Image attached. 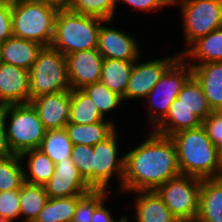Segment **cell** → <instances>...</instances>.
I'll return each mask as SVG.
<instances>
[{"label": "cell", "instance_id": "1", "mask_svg": "<svg viewBox=\"0 0 222 222\" xmlns=\"http://www.w3.org/2000/svg\"><path fill=\"white\" fill-rule=\"evenodd\" d=\"M124 158L121 191L155 190L169 179L181 175L173 140L155 132L124 154Z\"/></svg>", "mask_w": 222, "mask_h": 222}, {"label": "cell", "instance_id": "2", "mask_svg": "<svg viewBox=\"0 0 222 222\" xmlns=\"http://www.w3.org/2000/svg\"><path fill=\"white\" fill-rule=\"evenodd\" d=\"M170 138L176 146L182 175L200 179L222 177V166L217 158L216 147L202 126L181 130Z\"/></svg>", "mask_w": 222, "mask_h": 222}, {"label": "cell", "instance_id": "3", "mask_svg": "<svg viewBox=\"0 0 222 222\" xmlns=\"http://www.w3.org/2000/svg\"><path fill=\"white\" fill-rule=\"evenodd\" d=\"M100 18L75 13L70 9L59 10L55 19L51 47L67 56L71 53L97 49Z\"/></svg>", "mask_w": 222, "mask_h": 222}, {"label": "cell", "instance_id": "4", "mask_svg": "<svg viewBox=\"0 0 222 222\" xmlns=\"http://www.w3.org/2000/svg\"><path fill=\"white\" fill-rule=\"evenodd\" d=\"M58 9L31 0H12L13 36L50 46Z\"/></svg>", "mask_w": 222, "mask_h": 222}, {"label": "cell", "instance_id": "5", "mask_svg": "<svg viewBox=\"0 0 222 222\" xmlns=\"http://www.w3.org/2000/svg\"><path fill=\"white\" fill-rule=\"evenodd\" d=\"M5 121L8 146L13 154L39 148L46 128L31 103L11 104L0 107ZM10 115V124L6 119Z\"/></svg>", "mask_w": 222, "mask_h": 222}, {"label": "cell", "instance_id": "6", "mask_svg": "<svg viewBox=\"0 0 222 222\" xmlns=\"http://www.w3.org/2000/svg\"><path fill=\"white\" fill-rule=\"evenodd\" d=\"M29 87L30 100L71 90L66 56L51 46L43 47L29 70Z\"/></svg>", "mask_w": 222, "mask_h": 222}, {"label": "cell", "instance_id": "7", "mask_svg": "<svg viewBox=\"0 0 222 222\" xmlns=\"http://www.w3.org/2000/svg\"><path fill=\"white\" fill-rule=\"evenodd\" d=\"M202 179L179 175L159 185L155 191L180 221H195L199 214Z\"/></svg>", "mask_w": 222, "mask_h": 222}, {"label": "cell", "instance_id": "8", "mask_svg": "<svg viewBox=\"0 0 222 222\" xmlns=\"http://www.w3.org/2000/svg\"><path fill=\"white\" fill-rule=\"evenodd\" d=\"M185 61L186 60L180 56L164 72L160 80L146 96V98H149L148 102L150 104V122L151 124H155L154 126L166 116L170 105L178 97L187 80L192 76V68Z\"/></svg>", "mask_w": 222, "mask_h": 222}, {"label": "cell", "instance_id": "9", "mask_svg": "<svg viewBox=\"0 0 222 222\" xmlns=\"http://www.w3.org/2000/svg\"><path fill=\"white\" fill-rule=\"evenodd\" d=\"M180 3L186 44L222 27V0H174Z\"/></svg>", "mask_w": 222, "mask_h": 222}, {"label": "cell", "instance_id": "10", "mask_svg": "<svg viewBox=\"0 0 222 222\" xmlns=\"http://www.w3.org/2000/svg\"><path fill=\"white\" fill-rule=\"evenodd\" d=\"M117 131L105 141L93 146L94 190H108V183L117 174L122 187L124 176V155L118 158Z\"/></svg>", "mask_w": 222, "mask_h": 222}, {"label": "cell", "instance_id": "11", "mask_svg": "<svg viewBox=\"0 0 222 222\" xmlns=\"http://www.w3.org/2000/svg\"><path fill=\"white\" fill-rule=\"evenodd\" d=\"M180 57V55H173V57H165L163 59H155L153 61L136 63L132 69L128 86L125 91V99L145 98L151 89L160 80L164 72Z\"/></svg>", "mask_w": 222, "mask_h": 222}, {"label": "cell", "instance_id": "12", "mask_svg": "<svg viewBox=\"0 0 222 222\" xmlns=\"http://www.w3.org/2000/svg\"><path fill=\"white\" fill-rule=\"evenodd\" d=\"M44 188L48 198L84 196L93 190L82 178L71 157L55 163L54 173Z\"/></svg>", "mask_w": 222, "mask_h": 222}, {"label": "cell", "instance_id": "13", "mask_svg": "<svg viewBox=\"0 0 222 222\" xmlns=\"http://www.w3.org/2000/svg\"><path fill=\"white\" fill-rule=\"evenodd\" d=\"M103 57L97 49L77 51L66 56L71 89H83L100 81Z\"/></svg>", "mask_w": 222, "mask_h": 222}, {"label": "cell", "instance_id": "14", "mask_svg": "<svg viewBox=\"0 0 222 222\" xmlns=\"http://www.w3.org/2000/svg\"><path fill=\"white\" fill-rule=\"evenodd\" d=\"M137 40L126 32L109 26H100L97 50L103 58L137 61L140 57Z\"/></svg>", "mask_w": 222, "mask_h": 222}, {"label": "cell", "instance_id": "15", "mask_svg": "<svg viewBox=\"0 0 222 222\" xmlns=\"http://www.w3.org/2000/svg\"><path fill=\"white\" fill-rule=\"evenodd\" d=\"M46 130L62 129L69 122L70 90L45 94L30 100Z\"/></svg>", "mask_w": 222, "mask_h": 222}, {"label": "cell", "instance_id": "16", "mask_svg": "<svg viewBox=\"0 0 222 222\" xmlns=\"http://www.w3.org/2000/svg\"><path fill=\"white\" fill-rule=\"evenodd\" d=\"M30 103L29 71L0 63V107Z\"/></svg>", "mask_w": 222, "mask_h": 222}, {"label": "cell", "instance_id": "17", "mask_svg": "<svg viewBox=\"0 0 222 222\" xmlns=\"http://www.w3.org/2000/svg\"><path fill=\"white\" fill-rule=\"evenodd\" d=\"M43 47L35 41L12 36L0 45V61L29 71Z\"/></svg>", "mask_w": 222, "mask_h": 222}, {"label": "cell", "instance_id": "18", "mask_svg": "<svg viewBox=\"0 0 222 222\" xmlns=\"http://www.w3.org/2000/svg\"><path fill=\"white\" fill-rule=\"evenodd\" d=\"M135 198L137 222H180L155 190H139Z\"/></svg>", "mask_w": 222, "mask_h": 222}, {"label": "cell", "instance_id": "19", "mask_svg": "<svg viewBox=\"0 0 222 222\" xmlns=\"http://www.w3.org/2000/svg\"><path fill=\"white\" fill-rule=\"evenodd\" d=\"M213 111L222 104V62L190 65Z\"/></svg>", "mask_w": 222, "mask_h": 222}, {"label": "cell", "instance_id": "20", "mask_svg": "<svg viewBox=\"0 0 222 222\" xmlns=\"http://www.w3.org/2000/svg\"><path fill=\"white\" fill-rule=\"evenodd\" d=\"M197 222H222V177L202 179Z\"/></svg>", "mask_w": 222, "mask_h": 222}, {"label": "cell", "instance_id": "21", "mask_svg": "<svg viewBox=\"0 0 222 222\" xmlns=\"http://www.w3.org/2000/svg\"><path fill=\"white\" fill-rule=\"evenodd\" d=\"M201 123L202 121L193 111L176 98L170 105L166 116L154 126L153 132L170 137L181 130L198 128Z\"/></svg>", "mask_w": 222, "mask_h": 222}, {"label": "cell", "instance_id": "22", "mask_svg": "<svg viewBox=\"0 0 222 222\" xmlns=\"http://www.w3.org/2000/svg\"><path fill=\"white\" fill-rule=\"evenodd\" d=\"M112 121H100L93 124L68 123L65 129L73 145L94 146L105 141L116 130Z\"/></svg>", "mask_w": 222, "mask_h": 222}, {"label": "cell", "instance_id": "23", "mask_svg": "<svg viewBox=\"0 0 222 222\" xmlns=\"http://www.w3.org/2000/svg\"><path fill=\"white\" fill-rule=\"evenodd\" d=\"M183 59L187 56L198 59L199 65L210 62H222V27L194 41L186 52L180 54Z\"/></svg>", "mask_w": 222, "mask_h": 222}, {"label": "cell", "instance_id": "24", "mask_svg": "<svg viewBox=\"0 0 222 222\" xmlns=\"http://www.w3.org/2000/svg\"><path fill=\"white\" fill-rule=\"evenodd\" d=\"M133 67V61L104 58L100 82L123 98Z\"/></svg>", "mask_w": 222, "mask_h": 222}, {"label": "cell", "instance_id": "25", "mask_svg": "<svg viewBox=\"0 0 222 222\" xmlns=\"http://www.w3.org/2000/svg\"><path fill=\"white\" fill-rule=\"evenodd\" d=\"M20 157L22 160L28 157V170H26L28 172L24 171L25 182L44 186L51 179L54 173L55 163L41 150L36 148L25 151Z\"/></svg>", "mask_w": 222, "mask_h": 222}, {"label": "cell", "instance_id": "26", "mask_svg": "<svg viewBox=\"0 0 222 222\" xmlns=\"http://www.w3.org/2000/svg\"><path fill=\"white\" fill-rule=\"evenodd\" d=\"M70 99L71 106L68 123L93 124L106 121L93 100L82 89H71Z\"/></svg>", "mask_w": 222, "mask_h": 222}, {"label": "cell", "instance_id": "27", "mask_svg": "<svg viewBox=\"0 0 222 222\" xmlns=\"http://www.w3.org/2000/svg\"><path fill=\"white\" fill-rule=\"evenodd\" d=\"M82 197L48 198L34 222H71Z\"/></svg>", "mask_w": 222, "mask_h": 222}, {"label": "cell", "instance_id": "28", "mask_svg": "<svg viewBox=\"0 0 222 222\" xmlns=\"http://www.w3.org/2000/svg\"><path fill=\"white\" fill-rule=\"evenodd\" d=\"M20 216L23 222H34L43 209L48 196L44 186L24 182L19 189Z\"/></svg>", "mask_w": 222, "mask_h": 222}, {"label": "cell", "instance_id": "29", "mask_svg": "<svg viewBox=\"0 0 222 222\" xmlns=\"http://www.w3.org/2000/svg\"><path fill=\"white\" fill-rule=\"evenodd\" d=\"M73 144L65 128L46 130L39 150L45 153L54 163L71 157Z\"/></svg>", "mask_w": 222, "mask_h": 222}, {"label": "cell", "instance_id": "30", "mask_svg": "<svg viewBox=\"0 0 222 222\" xmlns=\"http://www.w3.org/2000/svg\"><path fill=\"white\" fill-rule=\"evenodd\" d=\"M177 98L181 100L183 105L191 109L201 121L213 111L202 86L193 75L184 84Z\"/></svg>", "mask_w": 222, "mask_h": 222}, {"label": "cell", "instance_id": "31", "mask_svg": "<svg viewBox=\"0 0 222 222\" xmlns=\"http://www.w3.org/2000/svg\"><path fill=\"white\" fill-rule=\"evenodd\" d=\"M20 155L0 160V192L19 190L24 181V171Z\"/></svg>", "mask_w": 222, "mask_h": 222}, {"label": "cell", "instance_id": "32", "mask_svg": "<svg viewBox=\"0 0 222 222\" xmlns=\"http://www.w3.org/2000/svg\"><path fill=\"white\" fill-rule=\"evenodd\" d=\"M116 3V0H72L69 9L75 13L111 21L117 8Z\"/></svg>", "mask_w": 222, "mask_h": 222}, {"label": "cell", "instance_id": "33", "mask_svg": "<svg viewBox=\"0 0 222 222\" xmlns=\"http://www.w3.org/2000/svg\"><path fill=\"white\" fill-rule=\"evenodd\" d=\"M82 90L90 96L104 118L108 111L111 112L116 109L123 101L121 96L111 91L100 81L86 85Z\"/></svg>", "mask_w": 222, "mask_h": 222}, {"label": "cell", "instance_id": "34", "mask_svg": "<svg viewBox=\"0 0 222 222\" xmlns=\"http://www.w3.org/2000/svg\"><path fill=\"white\" fill-rule=\"evenodd\" d=\"M71 159L82 178L94 190L93 147L84 144L73 145Z\"/></svg>", "mask_w": 222, "mask_h": 222}, {"label": "cell", "instance_id": "35", "mask_svg": "<svg viewBox=\"0 0 222 222\" xmlns=\"http://www.w3.org/2000/svg\"><path fill=\"white\" fill-rule=\"evenodd\" d=\"M108 190H91L77 203L71 222H91L95 208L106 199Z\"/></svg>", "mask_w": 222, "mask_h": 222}, {"label": "cell", "instance_id": "36", "mask_svg": "<svg viewBox=\"0 0 222 222\" xmlns=\"http://www.w3.org/2000/svg\"><path fill=\"white\" fill-rule=\"evenodd\" d=\"M0 216L8 222L20 217L19 190L0 192Z\"/></svg>", "mask_w": 222, "mask_h": 222}, {"label": "cell", "instance_id": "37", "mask_svg": "<svg viewBox=\"0 0 222 222\" xmlns=\"http://www.w3.org/2000/svg\"><path fill=\"white\" fill-rule=\"evenodd\" d=\"M201 126L215 147L222 142V115L212 111L202 120Z\"/></svg>", "mask_w": 222, "mask_h": 222}, {"label": "cell", "instance_id": "38", "mask_svg": "<svg viewBox=\"0 0 222 222\" xmlns=\"http://www.w3.org/2000/svg\"><path fill=\"white\" fill-rule=\"evenodd\" d=\"M12 1L0 0V45L13 36Z\"/></svg>", "mask_w": 222, "mask_h": 222}, {"label": "cell", "instance_id": "39", "mask_svg": "<svg viewBox=\"0 0 222 222\" xmlns=\"http://www.w3.org/2000/svg\"><path fill=\"white\" fill-rule=\"evenodd\" d=\"M118 1L132 5L133 8L142 11H155V9L162 8L163 6H172L169 0H116V2Z\"/></svg>", "mask_w": 222, "mask_h": 222}, {"label": "cell", "instance_id": "40", "mask_svg": "<svg viewBox=\"0 0 222 222\" xmlns=\"http://www.w3.org/2000/svg\"><path fill=\"white\" fill-rule=\"evenodd\" d=\"M12 155L13 153L11 152L7 142L4 117L0 110V160L6 159Z\"/></svg>", "mask_w": 222, "mask_h": 222}, {"label": "cell", "instance_id": "41", "mask_svg": "<svg viewBox=\"0 0 222 222\" xmlns=\"http://www.w3.org/2000/svg\"><path fill=\"white\" fill-rule=\"evenodd\" d=\"M105 200H103L94 210L91 222H119L112 219L110 210L104 206Z\"/></svg>", "mask_w": 222, "mask_h": 222}, {"label": "cell", "instance_id": "42", "mask_svg": "<svg viewBox=\"0 0 222 222\" xmlns=\"http://www.w3.org/2000/svg\"><path fill=\"white\" fill-rule=\"evenodd\" d=\"M35 2H41L47 5H51L58 10L69 9L72 0H31Z\"/></svg>", "mask_w": 222, "mask_h": 222}, {"label": "cell", "instance_id": "43", "mask_svg": "<svg viewBox=\"0 0 222 222\" xmlns=\"http://www.w3.org/2000/svg\"><path fill=\"white\" fill-rule=\"evenodd\" d=\"M216 152H217V158L219 163L222 166V142H220L217 146H216Z\"/></svg>", "mask_w": 222, "mask_h": 222}, {"label": "cell", "instance_id": "44", "mask_svg": "<svg viewBox=\"0 0 222 222\" xmlns=\"http://www.w3.org/2000/svg\"><path fill=\"white\" fill-rule=\"evenodd\" d=\"M216 112L222 115V104L216 109Z\"/></svg>", "mask_w": 222, "mask_h": 222}, {"label": "cell", "instance_id": "45", "mask_svg": "<svg viewBox=\"0 0 222 222\" xmlns=\"http://www.w3.org/2000/svg\"><path fill=\"white\" fill-rule=\"evenodd\" d=\"M127 219H128V218H127V217H124V216H123V217H120L119 222H127Z\"/></svg>", "mask_w": 222, "mask_h": 222}, {"label": "cell", "instance_id": "46", "mask_svg": "<svg viewBox=\"0 0 222 222\" xmlns=\"http://www.w3.org/2000/svg\"><path fill=\"white\" fill-rule=\"evenodd\" d=\"M0 222H8V221L0 216Z\"/></svg>", "mask_w": 222, "mask_h": 222}]
</instances>
